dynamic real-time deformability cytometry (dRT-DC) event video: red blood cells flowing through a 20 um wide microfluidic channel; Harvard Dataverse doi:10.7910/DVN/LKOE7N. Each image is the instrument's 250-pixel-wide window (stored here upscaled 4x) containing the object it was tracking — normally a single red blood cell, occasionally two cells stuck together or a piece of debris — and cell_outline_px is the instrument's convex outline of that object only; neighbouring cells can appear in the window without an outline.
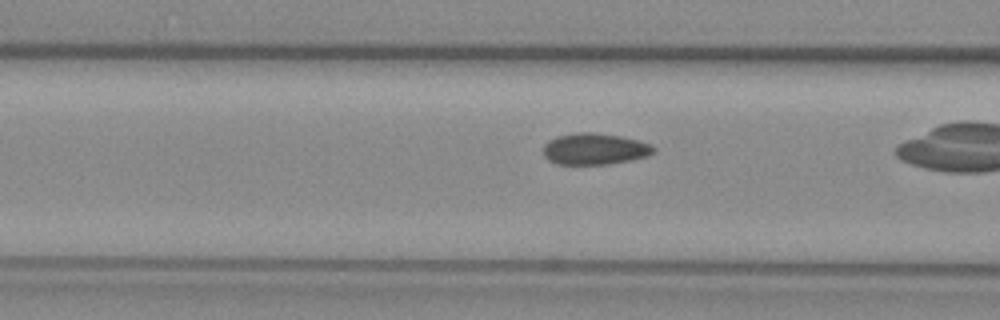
{"species": "common noctule bat (a hibernating species)", "species_latin": "Nyctalus noctula", "temperature_condition": "warm", "stored_images_in_passage": 23, "camera_frame_rate_fps": 3000, "um_per_image_px": 0.085, "animal": {"sex": "female", "body_mass_g": 29.2, "forearm_length_mm": 56.3}, "frame": {"image": 1, "passage_image": 14, "time_ms": 4.333, "image_size_px": [1000, 320], "cell_outline_px": [[656, 148], [648, 156], [608, 164], [556, 164], [548, 160], [544, 156], [544, 144], [548, 140], [556, 136], [576, 132], [592, 132], [620, 136], [640, 140], [652, 144]], "centroid_in_image_um": [50.53, 12.65], "position_along_channel_um": 116.1, "area_um2": 20.29}}